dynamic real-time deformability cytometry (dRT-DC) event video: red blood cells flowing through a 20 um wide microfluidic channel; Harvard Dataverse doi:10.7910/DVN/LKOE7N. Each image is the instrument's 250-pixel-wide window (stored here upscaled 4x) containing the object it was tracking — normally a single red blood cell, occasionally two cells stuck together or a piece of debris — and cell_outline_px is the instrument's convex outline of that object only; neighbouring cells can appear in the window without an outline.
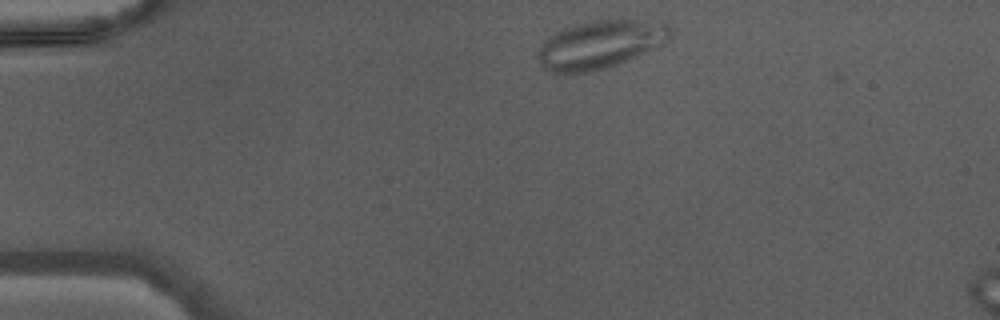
{"species": "Egyptian fruit bat (a non-hibernating species)", "species_latin": "Rousettus aegyptiacus", "temperature_condition": "warm", "stored_images_in_passage": 37, "camera_frame_rate_fps": 3000, "um_per_image_px": 0.085, "animal": {"sex": "male"}, "frame": {"image": 1, "passage_image": 1, "time_ms": 0.0, "image_size_px": [1000, 320], "cell_outline_px": [[672, 32], [668, 40], [664, 44], [636, 56], [616, 64], [604, 68], [588, 72], [552, 72], [544, 68], [536, 56], [536, 52], [548, 36], [564, 28], [576, 24], [592, 20], [664, 20], [668, 24]], "centroid_in_image_um": [51.04, 3.75], "position_along_channel_um": 34.0, "area_um2": 37.05}}
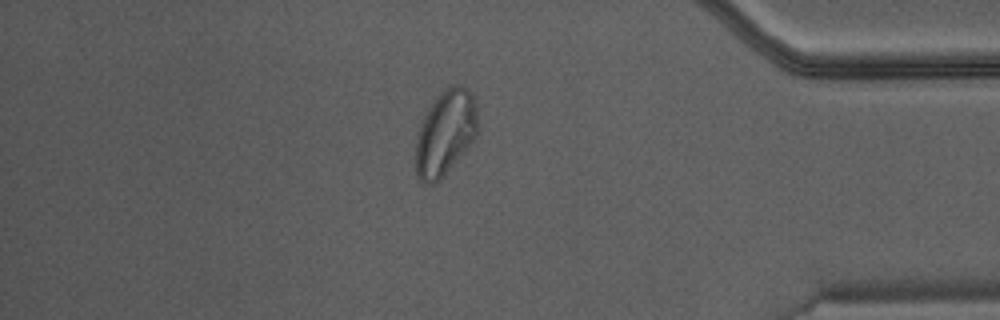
{"frame": {"image": 2, "passage_image": 31, "time_ms": 10.0, "image_size_px": [1000, 320], "cell_outline_px": [[480, 128], [476, 136], [468, 148], [440, 180], [436, 184], [424, 184], [416, 176], [416, 136], [420, 120], [436, 96], [440, 92], [452, 84], [460, 84], [468, 88], [472, 92], [476, 100]], "centroid_in_image_um": [37.88, 11.26], "position_along_channel_um": 397.3, "area_um2": 31.79}}
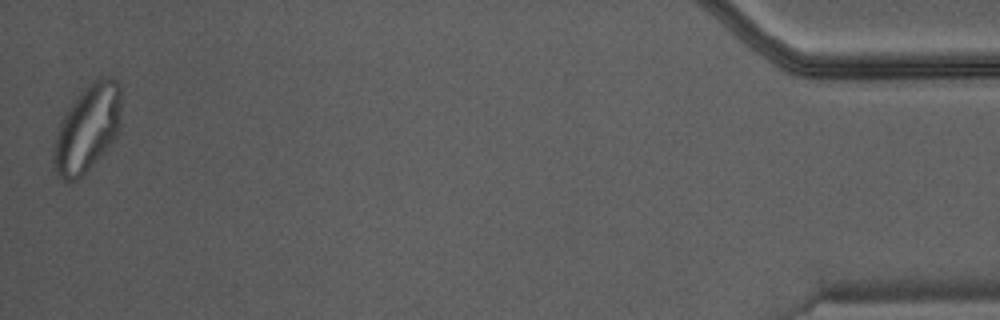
{"frame": {"image": 3, "passage_image": 37, "time_ms": 12.0, "image_size_px": [1000, 320], "cell_outline_px": [[120, 128], [116, 136], [88, 168], [76, 180], [64, 180], [52, 168], [52, 152], [56, 132], [60, 120], [64, 112], [76, 96], [92, 80], [104, 76], [112, 76], [116, 80], [120, 88]], "centroid_in_image_um": [7.39, 10.86], "position_along_channel_um": 427.8, "area_um2": 34.22}}